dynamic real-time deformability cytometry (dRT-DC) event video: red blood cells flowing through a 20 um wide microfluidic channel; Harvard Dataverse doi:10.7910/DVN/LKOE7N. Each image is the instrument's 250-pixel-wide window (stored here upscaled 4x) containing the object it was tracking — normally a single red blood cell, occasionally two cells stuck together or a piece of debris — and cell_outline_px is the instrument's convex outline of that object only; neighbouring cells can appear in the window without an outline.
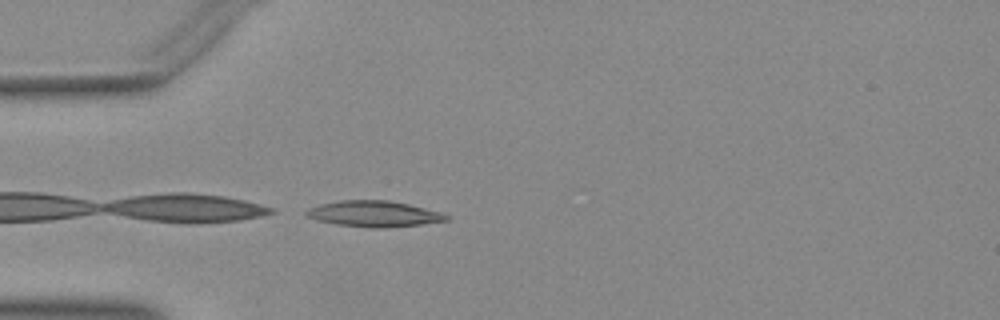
{"species": "Egyptian fruit bat (a non-hibernating species)", "species_latin": "Rousettus aegyptiacus", "temperature_condition": "warm", "stored_images_in_passage": 10, "camera_frame_rate_fps": 3000, "um_per_image_px": 0.085, "animal": {"sex": "female"}, "frame": {"image": 1, "passage_image": 1, "time_ms": 0.0, "image_size_px": [1000, 320], "cell_outline_px": [[448, 220], [420, 224], [380, 228], [372, 228], [336, 224], [316, 220], [308, 216], [304, 212], [308, 208], [320, 204], [340, 200], [388, 200], [408, 204], [440, 212], [448, 216]], "centroid_in_image_um": [31.74, 18.17], "position_along_channel_um": 53.3, "area_um2": 20.92}}
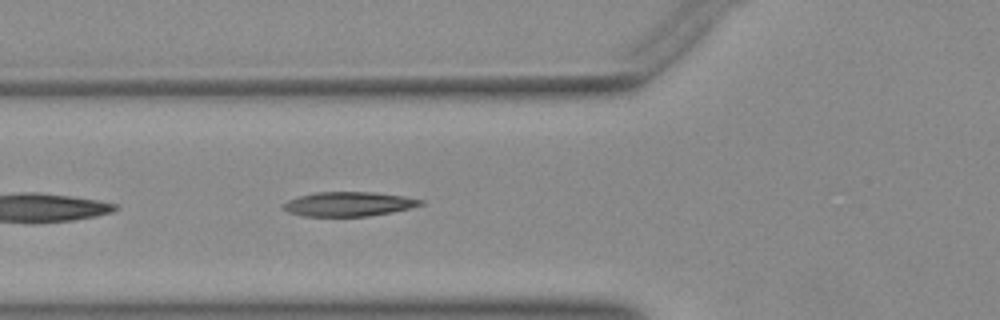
{"frame": {"image": 2, "passage_image": 5, "time_ms": 1.333, "image_size_px": [1000, 320], "cell_outline_px": [[424, 204], [392, 212], [368, 216], [304, 216], [288, 212], [284, 208], [284, 204], [288, 200], [300, 196], [316, 192], [372, 192], [404, 196], [424, 200]], "centroid_in_image_um": [29.66, 17.34], "position_along_channel_um": 96.1, "area_um2": 19.31}}